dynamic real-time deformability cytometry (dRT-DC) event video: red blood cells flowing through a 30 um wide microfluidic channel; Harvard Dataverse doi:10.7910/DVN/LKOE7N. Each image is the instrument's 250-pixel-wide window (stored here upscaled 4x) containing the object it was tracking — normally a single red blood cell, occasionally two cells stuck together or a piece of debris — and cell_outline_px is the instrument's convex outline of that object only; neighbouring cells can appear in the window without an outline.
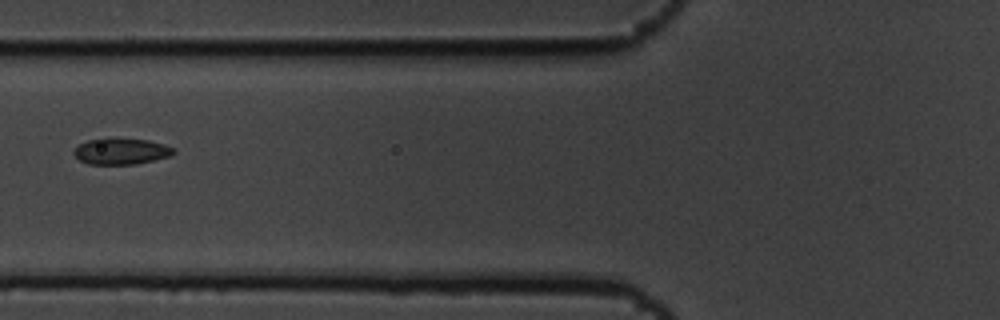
{"species": "common noctule bat (a hibernating species)", "species_latin": "Nyctalus noctula", "temperature_condition": "cold", "stored_images_in_passage": 2, "camera_frame_rate_fps": 3000, "um_per_image_px": 0.085, "animal": {"sex": "male", "body_mass_g": 19.5, "forearm_length_mm": 54.6}, "frame": {"image": 1, "passage_image": 2, "time_ms": 0.333, "image_size_px": [1000, 320], "cell_outline_px": [[176, 152], [172, 156], [136, 164], [88, 164], [80, 160], [72, 152], [80, 144], [88, 140], [104, 136], [116, 136], [148, 140], [164, 144], [172, 148]], "centroid_in_image_um": [10.3, 12.82], "position_along_channel_um": 115.5, "area_um2": 15.72}}